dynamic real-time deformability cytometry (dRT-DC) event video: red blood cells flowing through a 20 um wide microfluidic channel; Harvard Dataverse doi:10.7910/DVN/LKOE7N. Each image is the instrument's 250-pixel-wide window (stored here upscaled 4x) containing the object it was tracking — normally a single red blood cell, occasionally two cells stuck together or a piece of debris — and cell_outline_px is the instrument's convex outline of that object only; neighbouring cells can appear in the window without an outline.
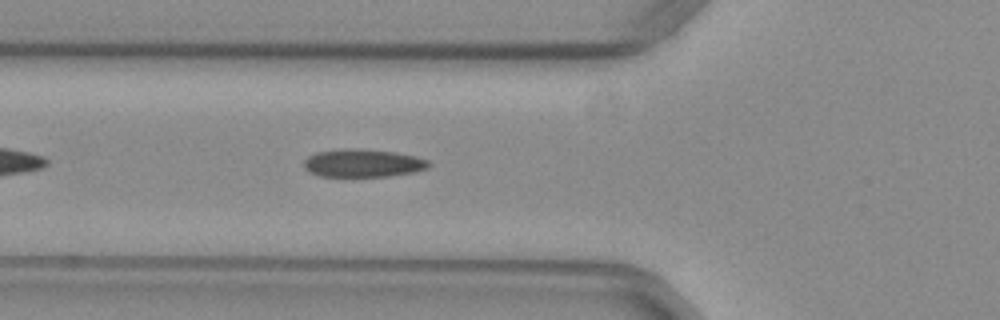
{"species": "common noctule bat (a hibernating species)", "species_latin": "Nyctalus noctula", "temperature_condition": "warm", "stored_images_in_passage": 38, "camera_frame_rate_fps": 3000, "um_per_image_px": 0.085, "animal": {"sex": "female", "body_mass_g": 29.2, "forearm_length_mm": 56.3}, "frame": {"image": 1, "passage_image": 6, "time_ms": 1.667, "image_size_px": [1000, 320], "cell_outline_px": [[432, 164], [428, 168], [416, 172], [388, 176], [320, 176], [304, 168], [304, 160], [308, 156], [316, 152], [344, 148], [392, 152], [416, 156], [428, 160]], "centroid_in_image_um": [30.87, 13.87], "position_along_channel_um": 94.9, "area_um2": 20.17}}